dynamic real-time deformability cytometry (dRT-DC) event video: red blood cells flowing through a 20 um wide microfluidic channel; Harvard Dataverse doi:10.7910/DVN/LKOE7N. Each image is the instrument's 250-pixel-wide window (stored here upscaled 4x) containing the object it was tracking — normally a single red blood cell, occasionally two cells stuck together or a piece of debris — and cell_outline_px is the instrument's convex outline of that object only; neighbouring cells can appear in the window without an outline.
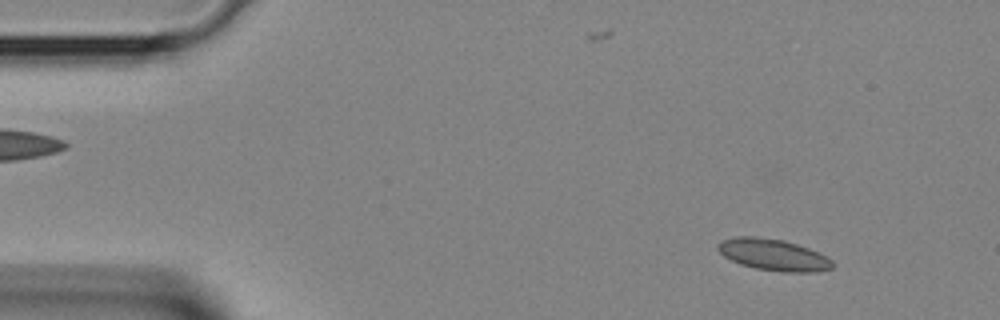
{"species": "Egyptian fruit bat (a non-hibernating species)", "species_latin": "Rousettus aegyptiacus", "temperature_condition": "room temperature", "stored_images_in_passage": 4, "segment_of_instrument_passage": [2, 2], "camera_frame_rate_fps": 3000, "um_per_image_px": 0.085, "animal": {"sex": "female"}, "frame": {"image": 1, "passage_image": 4, "time_ms": 1.0, "image_size_px": [1000, 320], "cell_outline_px": [[832, 268], [812, 272], [784, 272], [756, 268], [740, 264], [724, 256], [716, 248], [716, 244], [720, 240], [736, 236], [756, 236], [784, 240], [808, 248], [832, 260]], "centroid_in_image_um": [65.67, 21.64], "position_along_channel_um": 19.3, "area_um2": 20.92}}